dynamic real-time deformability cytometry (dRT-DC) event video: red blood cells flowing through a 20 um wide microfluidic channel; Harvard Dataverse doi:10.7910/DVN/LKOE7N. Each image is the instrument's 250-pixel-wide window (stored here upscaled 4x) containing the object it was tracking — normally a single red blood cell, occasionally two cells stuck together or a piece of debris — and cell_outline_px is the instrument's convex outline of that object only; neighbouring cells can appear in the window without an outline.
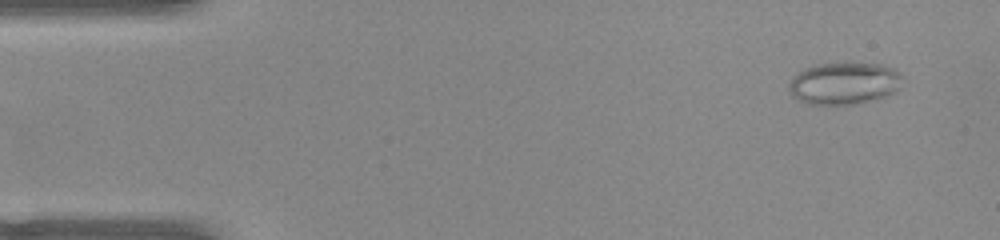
{"species": "common noctule bat (a hibernating species)", "species_latin": "Nyctalus noctula", "temperature_condition": "warm", "stored_images_in_passage": 52, "camera_frame_rate_fps": 3000, "um_per_image_px": 0.085, "animal": {"sex": "female", "body_mass_g": 22.0, "forearm_length_mm": 56.7}, "frame": {"image": 1, "passage_image": 4, "time_ms": 1.0, "image_size_px": [1000, 240], "cell_outline_px": [[900, 88], [896, 92], [884, 96], [852, 104], [804, 104], [792, 96], [788, 88], [788, 84], [792, 76], [804, 68], [816, 64], [880, 64], [896, 68], [900, 72]], "centroid_in_image_um": [71.71, 7.08], "position_along_channel_um": 13.3, "area_um2": 27.74}}
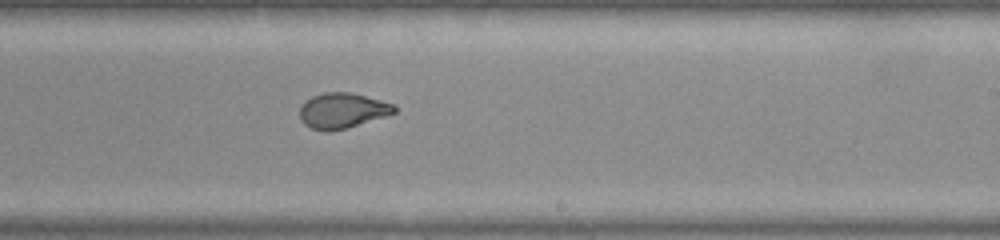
{"frame": {"image": 2, "passage_image": 31, "time_ms": 10.0, "image_size_px": [1000, 240], "cell_outline_px": [[396, 112], [348, 128], [324, 132], [312, 128], [304, 124], [300, 120], [300, 108], [312, 96], [324, 92], [352, 92], [396, 104]], "centroid_in_image_um": [29.11, 9.4], "position_along_channel_um": 259.9, "area_um2": 19.48}}
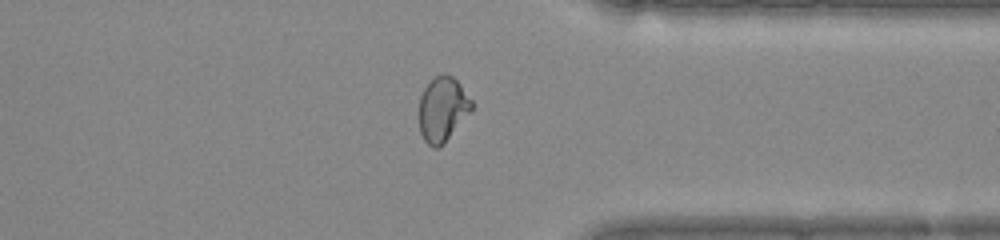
{"frame": {"image": 3, "passage_image": 40, "time_ms": 13.0, "image_size_px": [1000, 240], "cell_outline_px": [[472, 112], [444, 144], [440, 148], [432, 148], [424, 140], [420, 132], [420, 96], [424, 88], [436, 76], [444, 72], [452, 76], [460, 84], [472, 100]], "centroid_in_image_um": [37.65, 9.31], "position_along_channel_um": 373.8, "area_um2": 20.0}, "authors_computed_cell_mechanics": {"area_um2": 21.5016, "velocity_mm_per_s": 3.9577, "shape_relaxation_time_tau1_ms": null, "shape_relaxation_time_tau2_ms": 0.7268, "deformation_change_tau1": null, "deformation_change_tau2": 0.0556}}